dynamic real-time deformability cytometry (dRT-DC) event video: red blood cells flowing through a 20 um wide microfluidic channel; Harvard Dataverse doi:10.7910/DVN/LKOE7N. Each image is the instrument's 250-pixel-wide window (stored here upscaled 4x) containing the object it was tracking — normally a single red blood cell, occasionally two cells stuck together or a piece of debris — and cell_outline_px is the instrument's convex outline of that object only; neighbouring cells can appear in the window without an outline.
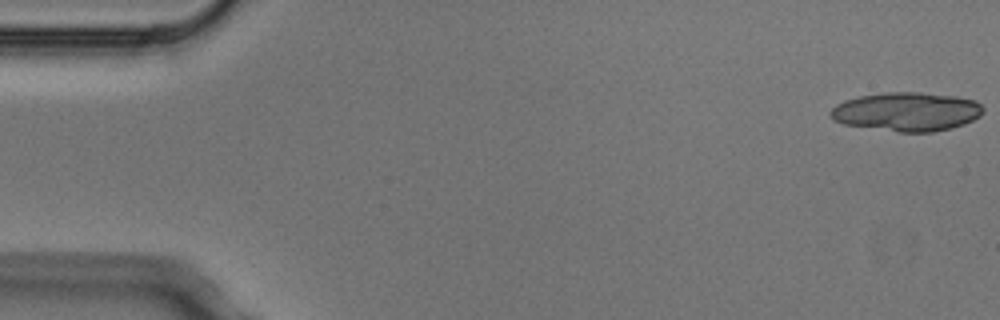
{"species": "Egyptian fruit bat (a non-hibernating species)", "species_latin": "Rousettus aegyptiacus", "temperature_condition": "cold", "stored_images_in_passage": 6, "camera_frame_rate_fps": 3000, "um_per_image_px": 0.085, "animal": {"sex": "male"}, "frame": {"image": 1, "passage_image": 1, "time_ms": 0.0, "image_size_px": [1000, 320], "cell_outline_px": [[984, 112], [980, 116], [964, 124], [952, 128], [932, 132], [900, 132], [844, 124], [832, 120], [828, 116], [828, 112], [836, 104], [844, 100], [860, 96], [884, 92], [920, 92], [956, 96], [976, 100], [984, 108]], "centroid_in_image_um": [77.07, 9.49], "position_along_channel_um": 7.9, "area_um2": 34.85}}